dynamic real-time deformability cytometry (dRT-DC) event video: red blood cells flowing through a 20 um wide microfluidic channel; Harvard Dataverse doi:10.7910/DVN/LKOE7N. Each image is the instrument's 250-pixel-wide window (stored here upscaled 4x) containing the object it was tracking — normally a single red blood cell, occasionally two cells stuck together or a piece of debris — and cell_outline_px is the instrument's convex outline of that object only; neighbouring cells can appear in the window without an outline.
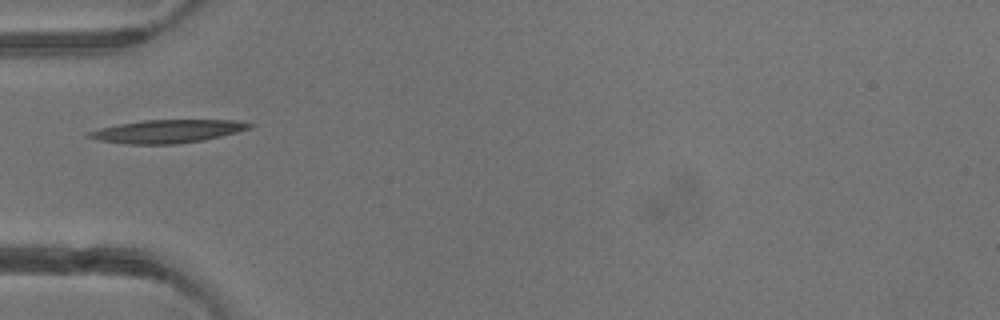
{"species": "common noctule bat (a hibernating species)", "species_latin": "Nyctalus noctula", "temperature_condition": "warm", "stored_images_in_passage": 3, "camera_frame_rate_fps": 3000, "um_per_image_px": 0.085, "animal": {"sex": "male", "body_mass_g": 13.3}, "frame": {"image": 1, "passage_image": 3, "time_ms": 3.333, "image_size_px": [1000, 320], "cell_outline_px": [[256, 124], [252, 128], [220, 136], [200, 140], [176, 144], [124, 144], [96, 140], [84, 136], [88, 132], [100, 128], [120, 124], [144, 120], [236, 120]], "centroid_in_image_um": [14.21, 11.16], "position_along_channel_um": 70.8, "area_um2": 21.62}}